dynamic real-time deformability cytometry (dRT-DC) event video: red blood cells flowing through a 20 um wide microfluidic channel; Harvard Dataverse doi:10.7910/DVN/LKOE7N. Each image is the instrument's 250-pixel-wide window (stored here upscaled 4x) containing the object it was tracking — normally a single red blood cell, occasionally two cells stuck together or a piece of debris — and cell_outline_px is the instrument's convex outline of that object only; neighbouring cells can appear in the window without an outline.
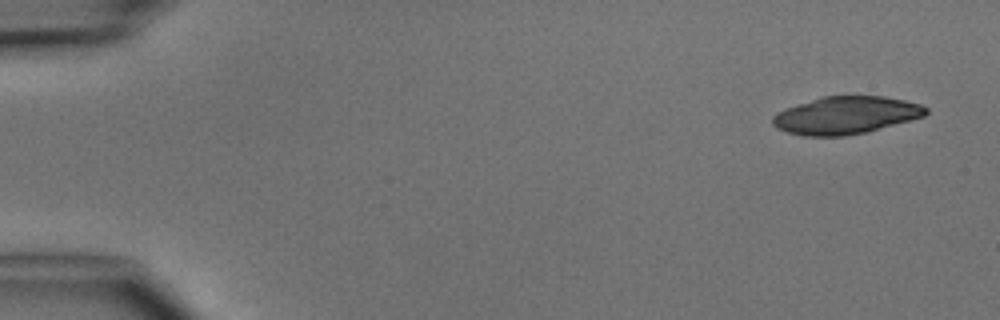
{"species": "common noctule bat (a hibernating species)", "species_latin": "Nyctalus noctula", "temperature_condition": "cold", "stored_images_in_passage": 4, "camera_frame_rate_fps": 3000, "um_per_image_px": 0.085, "animal": {"sex": "male", "body_mass_g": 15.6}, "frame": {"image": 1, "passage_image": 1, "time_ms": 0.0, "image_size_px": [1000, 320], "cell_outline_px": [[928, 112], [924, 116], [864, 132], [844, 136], [804, 136], [788, 132], [776, 128], [772, 124], [772, 116], [776, 112], [784, 108], [824, 96], [884, 96], [904, 100], [920, 104], [928, 108]], "centroid_in_image_um": [71.85, 9.79], "position_along_channel_um": 13.1, "area_um2": 33.29}}